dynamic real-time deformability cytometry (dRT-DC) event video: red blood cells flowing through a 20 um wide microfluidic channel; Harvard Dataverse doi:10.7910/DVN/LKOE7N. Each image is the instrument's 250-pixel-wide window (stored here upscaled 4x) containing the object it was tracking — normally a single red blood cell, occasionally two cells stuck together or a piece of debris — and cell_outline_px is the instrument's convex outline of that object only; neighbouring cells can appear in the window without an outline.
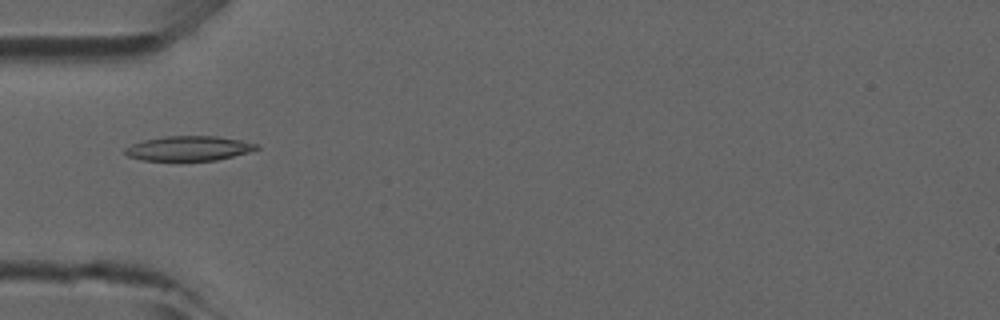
{"species": "common noctule bat (a hibernating species)", "species_latin": "Nyctalus noctula", "temperature_condition": "room temperature", "stored_images_in_passage": 12, "camera_frame_rate_fps": 3000, "um_per_image_px": 0.085, "animal": {"sex": "male", "forearm_length_mm": 52.5}, "frame": {"image": 1, "passage_image": 1, "time_ms": 0.0, "image_size_px": [1000, 320], "cell_outline_px": [[260, 148], [248, 152], [216, 160], [144, 160], [128, 156], [124, 152], [124, 148], [132, 144], [144, 140], [164, 136], [216, 136], [240, 140], [260, 144]], "centroid_in_image_um": [16.05, 12.6], "position_along_channel_um": 68.9, "area_um2": 18.79}}
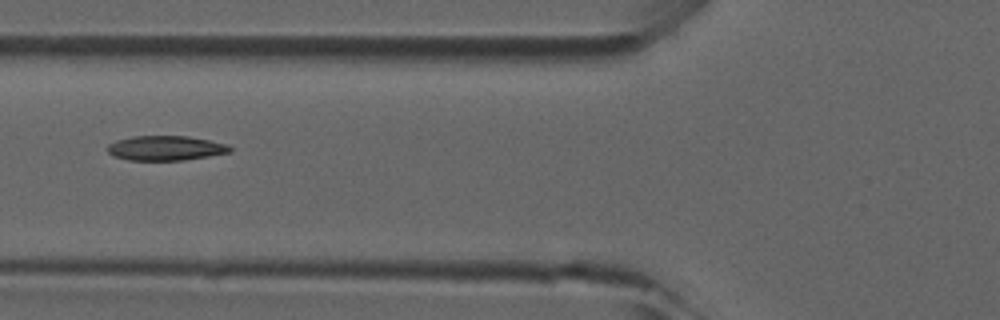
{"frame": {"image": 2, "passage_image": 4, "time_ms": 1.0, "image_size_px": [1000, 320], "cell_outline_px": [[232, 152], [184, 160], [128, 160], [112, 156], [108, 152], [108, 144], [116, 140], [132, 136], [188, 136], [228, 144], [232, 148]], "centroid_in_image_um": [14.07, 12.59], "position_along_channel_um": 111.7, "area_um2": 17.69}}
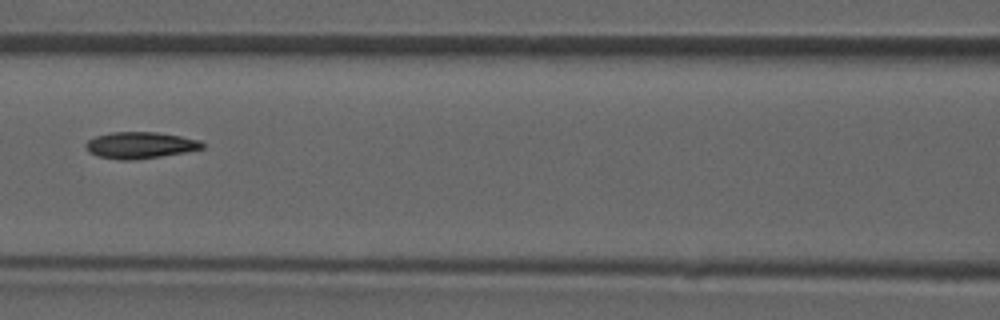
{"frame": {"image": 3, "passage_image": 7, "time_ms": 2.0, "image_size_px": [1000, 320], "cell_outline_px": [[204, 148], [184, 152], [136, 160], [120, 160], [96, 156], [88, 152], [84, 144], [88, 140], [96, 136], [112, 132], [156, 132], [180, 136], [200, 140], [204, 144]], "centroid_in_image_um": [11.88, 12.34], "position_along_channel_um": 154.7, "area_um2": 18.03}}